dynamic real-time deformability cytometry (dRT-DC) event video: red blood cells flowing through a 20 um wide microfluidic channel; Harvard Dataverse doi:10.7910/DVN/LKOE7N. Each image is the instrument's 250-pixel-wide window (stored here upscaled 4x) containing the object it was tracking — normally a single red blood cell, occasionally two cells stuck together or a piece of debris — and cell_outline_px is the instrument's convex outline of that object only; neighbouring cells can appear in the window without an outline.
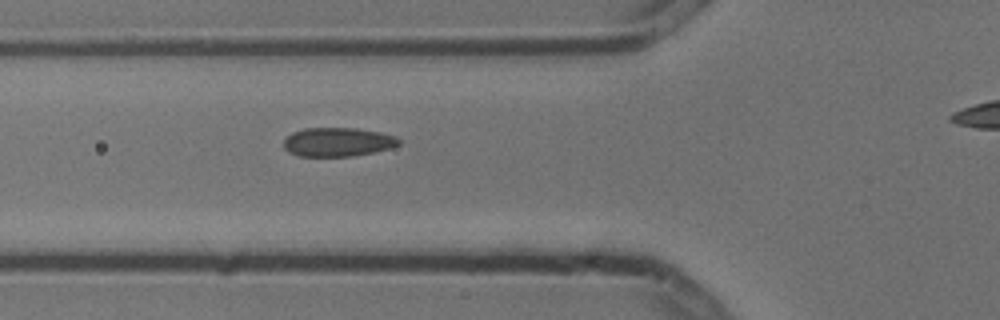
{"species": "common noctule bat (a hibernating species)", "species_latin": "Nyctalus noctula", "temperature_condition": "cold", "stored_images_in_passage": 3, "segment_of_instrument_passage": [1, 2], "camera_frame_rate_fps": 3000, "um_per_image_px": 0.085, "animal": {"sex": "male", "body_mass_g": 13.3}, "frame": {"image": 1, "passage_image": 2, "time_ms": 0.333, "image_size_px": [1000, 320], "cell_outline_px": [[400, 144], [388, 148], [372, 152], [352, 156], [300, 156], [288, 152], [284, 148], [284, 140], [292, 132], [304, 128], [356, 128], [380, 132], [396, 136], [400, 140]], "centroid_in_image_um": [28.69, 12.06], "position_along_channel_um": 97.1, "area_um2": 19.31}}